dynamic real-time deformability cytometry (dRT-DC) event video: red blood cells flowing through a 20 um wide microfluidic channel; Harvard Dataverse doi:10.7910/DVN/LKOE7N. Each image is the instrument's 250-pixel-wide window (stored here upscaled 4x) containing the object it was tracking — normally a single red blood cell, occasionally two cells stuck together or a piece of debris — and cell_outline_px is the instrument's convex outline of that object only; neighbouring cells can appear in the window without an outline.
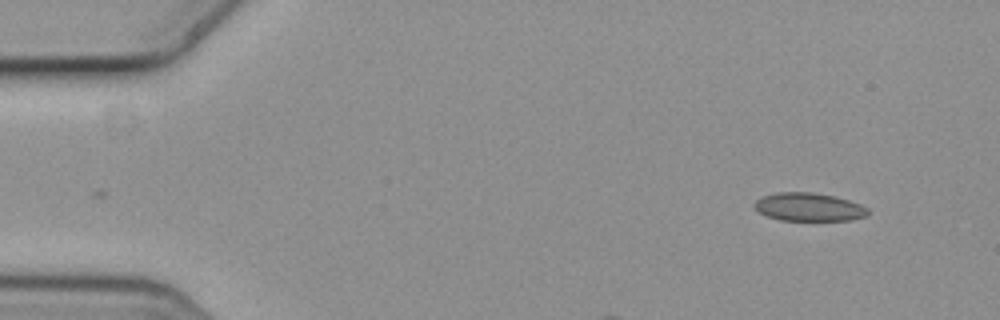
{"species": "common noctule bat (a hibernating species)", "species_latin": "Nyctalus noctula", "temperature_condition": "cold", "stored_images_in_passage": 6, "segment_of_instrument_passage": [2, 2], "camera_frame_rate_fps": 3000, "um_per_image_px": 0.085, "animal": {"sex": "female", "body_mass_g": 19.3, "forearm_length_mm": 54.1}, "frame": {"image": 1, "passage_image": 6, "time_ms": 1.667, "image_size_px": [1000, 320], "cell_outline_px": [[868, 216], [852, 220], [780, 220], [768, 216], [760, 212], [752, 204], [756, 200], [764, 196], [776, 192], [812, 192], [832, 196], [848, 200], [860, 204], [868, 208]], "centroid_in_image_um": [68.76, 17.6], "position_along_channel_um": 16.2, "area_um2": 18.55}}